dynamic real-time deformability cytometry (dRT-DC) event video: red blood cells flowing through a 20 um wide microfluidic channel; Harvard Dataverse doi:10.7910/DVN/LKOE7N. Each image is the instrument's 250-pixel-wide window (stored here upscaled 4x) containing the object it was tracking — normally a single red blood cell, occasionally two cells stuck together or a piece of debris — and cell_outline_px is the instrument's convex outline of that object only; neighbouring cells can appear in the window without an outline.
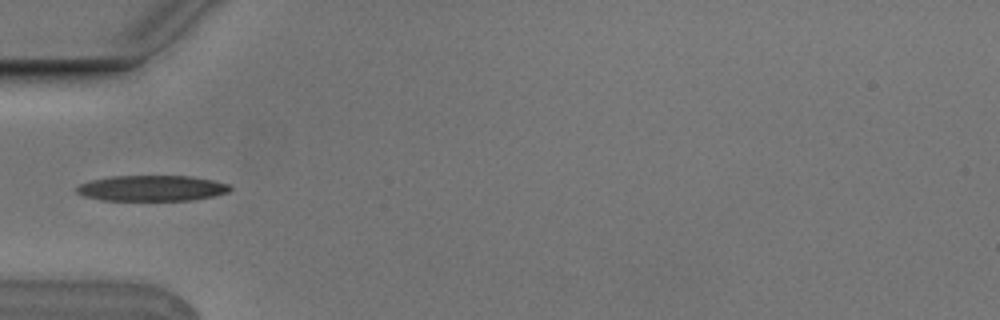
{"species": "Egyptian fruit bat (a non-hibernating species)", "species_latin": "Rousettus aegyptiacus", "temperature_condition": "cold", "stored_images_in_passage": 4, "camera_frame_rate_fps": 3000, "um_per_image_px": 0.085, "animal": {"sex": "male"}, "frame": {"image": 1, "passage_image": 4, "time_ms": 1.0, "image_size_px": [1000, 320], "cell_outline_px": [[232, 188], [228, 192], [212, 196], [192, 200], [100, 200], [84, 196], [76, 192], [76, 184], [88, 180], [112, 176], [188, 176], [212, 180], [228, 184]], "centroid_in_image_um": [12.83, 15.99], "position_along_channel_um": 72.2, "area_um2": 23.0}}